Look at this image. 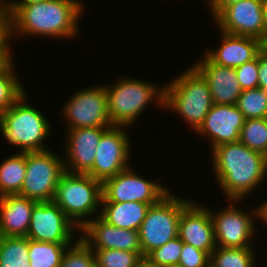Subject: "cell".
<instances>
[{
    "instance_id": "obj_1",
    "label": "cell",
    "mask_w": 267,
    "mask_h": 267,
    "mask_svg": "<svg viewBox=\"0 0 267 267\" xmlns=\"http://www.w3.org/2000/svg\"><path fill=\"white\" fill-rule=\"evenodd\" d=\"M81 0H45L30 5H6L11 38L45 36L73 39L79 33L84 6ZM19 35V36H18Z\"/></svg>"
},
{
    "instance_id": "obj_2",
    "label": "cell",
    "mask_w": 267,
    "mask_h": 267,
    "mask_svg": "<svg viewBox=\"0 0 267 267\" xmlns=\"http://www.w3.org/2000/svg\"><path fill=\"white\" fill-rule=\"evenodd\" d=\"M210 153L216 181L228 201L244 200L267 176V157L240 141L219 145Z\"/></svg>"
},
{
    "instance_id": "obj_3",
    "label": "cell",
    "mask_w": 267,
    "mask_h": 267,
    "mask_svg": "<svg viewBox=\"0 0 267 267\" xmlns=\"http://www.w3.org/2000/svg\"><path fill=\"white\" fill-rule=\"evenodd\" d=\"M122 78H118L117 82L115 81V84L111 86L104 85L108 114L113 126L130 127L153 101H156L159 107L164 108V85L160 88L148 81L130 77Z\"/></svg>"
},
{
    "instance_id": "obj_4",
    "label": "cell",
    "mask_w": 267,
    "mask_h": 267,
    "mask_svg": "<svg viewBox=\"0 0 267 267\" xmlns=\"http://www.w3.org/2000/svg\"><path fill=\"white\" fill-rule=\"evenodd\" d=\"M164 86V109L179 114L196 132L213 105L206 80L191 66Z\"/></svg>"
},
{
    "instance_id": "obj_5",
    "label": "cell",
    "mask_w": 267,
    "mask_h": 267,
    "mask_svg": "<svg viewBox=\"0 0 267 267\" xmlns=\"http://www.w3.org/2000/svg\"><path fill=\"white\" fill-rule=\"evenodd\" d=\"M26 94L0 115V131L9 145L19 148L18 152L47 150L43 142L49 137L52 124L37 107L26 102Z\"/></svg>"
},
{
    "instance_id": "obj_6",
    "label": "cell",
    "mask_w": 267,
    "mask_h": 267,
    "mask_svg": "<svg viewBox=\"0 0 267 267\" xmlns=\"http://www.w3.org/2000/svg\"><path fill=\"white\" fill-rule=\"evenodd\" d=\"M102 197V182L87 174L65 172L57 184L53 201L80 230L92 219L91 215H100Z\"/></svg>"
},
{
    "instance_id": "obj_7",
    "label": "cell",
    "mask_w": 267,
    "mask_h": 267,
    "mask_svg": "<svg viewBox=\"0 0 267 267\" xmlns=\"http://www.w3.org/2000/svg\"><path fill=\"white\" fill-rule=\"evenodd\" d=\"M192 201L179 198L169 191L157 203L150 205L138 230L143 257L153 249L178 237L181 212Z\"/></svg>"
},
{
    "instance_id": "obj_8",
    "label": "cell",
    "mask_w": 267,
    "mask_h": 267,
    "mask_svg": "<svg viewBox=\"0 0 267 267\" xmlns=\"http://www.w3.org/2000/svg\"><path fill=\"white\" fill-rule=\"evenodd\" d=\"M63 159L49 149L26 152V175L19 195L38 202L53 201L65 173Z\"/></svg>"
},
{
    "instance_id": "obj_9",
    "label": "cell",
    "mask_w": 267,
    "mask_h": 267,
    "mask_svg": "<svg viewBox=\"0 0 267 267\" xmlns=\"http://www.w3.org/2000/svg\"><path fill=\"white\" fill-rule=\"evenodd\" d=\"M158 181L136 174L131 166L102 183L101 203L142 202L155 204L169 192Z\"/></svg>"
},
{
    "instance_id": "obj_10",
    "label": "cell",
    "mask_w": 267,
    "mask_h": 267,
    "mask_svg": "<svg viewBox=\"0 0 267 267\" xmlns=\"http://www.w3.org/2000/svg\"><path fill=\"white\" fill-rule=\"evenodd\" d=\"M62 115L68 121L66 129L112 127L108 114L107 95L103 85L72 93Z\"/></svg>"
},
{
    "instance_id": "obj_11",
    "label": "cell",
    "mask_w": 267,
    "mask_h": 267,
    "mask_svg": "<svg viewBox=\"0 0 267 267\" xmlns=\"http://www.w3.org/2000/svg\"><path fill=\"white\" fill-rule=\"evenodd\" d=\"M124 126L109 127L100 138L92 169L87 175L104 182L130 167V137Z\"/></svg>"
},
{
    "instance_id": "obj_12",
    "label": "cell",
    "mask_w": 267,
    "mask_h": 267,
    "mask_svg": "<svg viewBox=\"0 0 267 267\" xmlns=\"http://www.w3.org/2000/svg\"><path fill=\"white\" fill-rule=\"evenodd\" d=\"M233 201V202H232ZM230 205L217 212L210 211L213 222L216 245L224 248L253 247V239L257 229L254 222L255 209L251 213L237 208L239 200H229ZM236 202V203H235Z\"/></svg>"
},
{
    "instance_id": "obj_13",
    "label": "cell",
    "mask_w": 267,
    "mask_h": 267,
    "mask_svg": "<svg viewBox=\"0 0 267 267\" xmlns=\"http://www.w3.org/2000/svg\"><path fill=\"white\" fill-rule=\"evenodd\" d=\"M77 230L54 201H44L34 206L26 237L33 241L73 243Z\"/></svg>"
},
{
    "instance_id": "obj_14",
    "label": "cell",
    "mask_w": 267,
    "mask_h": 267,
    "mask_svg": "<svg viewBox=\"0 0 267 267\" xmlns=\"http://www.w3.org/2000/svg\"><path fill=\"white\" fill-rule=\"evenodd\" d=\"M212 20L220 32L254 37L266 44L262 0H240L229 4Z\"/></svg>"
},
{
    "instance_id": "obj_15",
    "label": "cell",
    "mask_w": 267,
    "mask_h": 267,
    "mask_svg": "<svg viewBox=\"0 0 267 267\" xmlns=\"http://www.w3.org/2000/svg\"><path fill=\"white\" fill-rule=\"evenodd\" d=\"M109 127H86L66 129L65 172L87 174L93 167L97 147L102 134Z\"/></svg>"
},
{
    "instance_id": "obj_16",
    "label": "cell",
    "mask_w": 267,
    "mask_h": 267,
    "mask_svg": "<svg viewBox=\"0 0 267 267\" xmlns=\"http://www.w3.org/2000/svg\"><path fill=\"white\" fill-rule=\"evenodd\" d=\"M80 230L79 237L91 249H118L142 252L139 231L114 227L100 216H91ZM95 217V218H94Z\"/></svg>"
},
{
    "instance_id": "obj_17",
    "label": "cell",
    "mask_w": 267,
    "mask_h": 267,
    "mask_svg": "<svg viewBox=\"0 0 267 267\" xmlns=\"http://www.w3.org/2000/svg\"><path fill=\"white\" fill-rule=\"evenodd\" d=\"M244 122V115L236 105L213 104L196 132L201 138L207 137L213 149L225 143L239 141Z\"/></svg>"
},
{
    "instance_id": "obj_18",
    "label": "cell",
    "mask_w": 267,
    "mask_h": 267,
    "mask_svg": "<svg viewBox=\"0 0 267 267\" xmlns=\"http://www.w3.org/2000/svg\"><path fill=\"white\" fill-rule=\"evenodd\" d=\"M178 237L183 243L211 254L217 245L210 209L193 199L181 212Z\"/></svg>"
},
{
    "instance_id": "obj_19",
    "label": "cell",
    "mask_w": 267,
    "mask_h": 267,
    "mask_svg": "<svg viewBox=\"0 0 267 267\" xmlns=\"http://www.w3.org/2000/svg\"><path fill=\"white\" fill-rule=\"evenodd\" d=\"M206 80L213 104L235 105L242 93L234 68L213 63L206 55L192 65Z\"/></svg>"
},
{
    "instance_id": "obj_20",
    "label": "cell",
    "mask_w": 267,
    "mask_h": 267,
    "mask_svg": "<svg viewBox=\"0 0 267 267\" xmlns=\"http://www.w3.org/2000/svg\"><path fill=\"white\" fill-rule=\"evenodd\" d=\"M221 44L219 48L208 49L204 53L213 63L236 68L255 59L265 47L261 40L249 37L221 32Z\"/></svg>"
},
{
    "instance_id": "obj_21",
    "label": "cell",
    "mask_w": 267,
    "mask_h": 267,
    "mask_svg": "<svg viewBox=\"0 0 267 267\" xmlns=\"http://www.w3.org/2000/svg\"><path fill=\"white\" fill-rule=\"evenodd\" d=\"M37 203L19 194L0 197V236L26 237Z\"/></svg>"
},
{
    "instance_id": "obj_22",
    "label": "cell",
    "mask_w": 267,
    "mask_h": 267,
    "mask_svg": "<svg viewBox=\"0 0 267 267\" xmlns=\"http://www.w3.org/2000/svg\"><path fill=\"white\" fill-rule=\"evenodd\" d=\"M150 205L142 202L101 203L99 216L114 227L138 231Z\"/></svg>"
},
{
    "instance_id": "obj_23",
    "label": "cell",
    "mask_w": 267,
    "mask_h": 267,
    "mask_svg": "<svg viewBox=\"0 0 267 267\" xmlns=\"http://www.w3.org/2000/svg\"><path fill=\"white\" fill-rule=\"evenodd\" d=\"M26 175V152L10 155L0 164V197L20 194Z\"/></svg>"
},
{
    "instance_id": "obj_24",
    "label": "cell",
    "mask_w": 267,
    "mask_h": 267,
    "mask_svg": "<svg viewBox=\"0 0 267 267\" xmlns=\"http://www.w3.org/2000/svg\"><path fill=\"white\" fill-rule=\"evenodd\" d=\"M74 243H53L28 239L31 267H59L64 251Z\"/></svg>"
},
{
    "instance_id": "obj_25",
    "label": "cell",
    "mask_w": 267,
    "mask_h": 267,
    "mask_svg": "<svg viewBox=\"0 0 267 267\" xmlns=\"http://www.w3.org/2000/svg\"><path fill=\"white\" fill-rule=\"evenodd\" d=\"M27 237L0 236V267H31Z\"/></svg>"
},
{
    "instance_id": "obj_26",
    "label": "cell",
    "mask_w": 267,
    "mask_h": 267,
    "mask_svg": "<svg viewBox=\"0 0 267 267\" xmlns=\"http://www.w3.org/2000/svg\"><path fill=\"white\" fill-rule=\"evenodd\" d=\"M253 247L224 248L217 246L210 254V267H256Z\"/></svg>"
},
{
    "instance_id": "obj_27",
    "label": "cell",
    "mask_w": 267,
    "mask_h": 267,
    "mask_svg": "<svg viewBox=\"0 0 267 267\" xmlns=\"http://www.w3.org/2000/svg\"><path fill=\"white\" fill-rule=\"evenodd\" d=\"M14 62L10 60L0 70V115L9 109L26 91L16 75ZM15 72V73H14Z\"/></svg>"
},
{
    "instance_id": "obj_28",
    "label": "cell",
    "mask_w": 267,
    "mask_h": 267,
    "mask_svg": "<svg viewBox=\"0 0 267 267\" xmlns=\"http://www.w3.org/2000/svg\"><path fill=\"white\" fill-rule=\"evenodd\" d=\"M239 141L267 157V118L245 119Z\"/></svg>"
},
{
    "instance_id": "obj_29",
    "label": "cell",
    "mask_w": 267,
    "mask_h": 267,
    "mask_svg": "<svg viewBox=\"0 0 267 267\" xmlns=\"http://www.w3.org/2000/svg\"><path fill=\"white\" fill-rule=\"evenodd\" d=\"M235 105L245 119L267 118V91L259 87L242 90Z\"/></svg>"
},
{
    "instance_id": "obj_30",
    "label": "cell",
    "mask_w": 267,
    "mask_h": 267,
    "mask_svg": "<svg viewBox=\"0 0 267 267\" xmlns=\"http://www.w3.org/2000/svg\"><path fill=\"white\" fill-rule=\"evenodd\" d=\"M96 267H138L143 258L142 252L118 249H92Z\"/></svg>"
},
{
    "instance_id": "obj_31",
    "label": "cell",
    "mask_w": 267,
    "mask_h": 267,
    "mask_svg": "<svg viewBox=\"0 0 267 267\" xmlns=\"http://www.w3.org/2000/svg\"><path fill=\"white\" fill-rule=\"evenodd\" d=\"M59 267H96L94 251L78 236L64 251Z\"/></svg>"
},
{
    "instance_id": "obj_32",
    "label": "cell",
    "mask_w": 267,
    "mask_h": 267,
    "mask_svg": "<svg viewBox=\"0 0 267 267\" xmlns=\"http://www.w3.org/2000/svg\"><path fill=\"white\" fill-rule=\"evenodd\" d=\"M182 248L183 242L179 237H176L150 251L145 258L155 265L176 267L179 265Z\"/></svg>"
},
{
    "instance_id": "obj_33",
    "label": "cell",
    "mask_w": 267,
    "mask_h": 267,
    "mask_svg": "<svg viewBox=\"0 0 267 267\" xmlns=\"http://www.w3.org/2000/svg\"><path fill=\"white\" fill-rule=\"evenodd\" d=\"M180 267H210V254L192 245L183 243L180 255Z\"/></svg>"
},
{
    "instance_id": "obj_34",
    "label": "cell",
    "mask_w": 267,
    "mask_h": 267,
    "mask_svg": "<svg viewBox=\"0 0 267 267\" xmlns=\"http://www.w3.org/2000/svg\"><path fill=\"white\" fill-rule=\"evenodd\" d=\"M234 69L242 90L258 88V56Z\"/></svg>"
},
{
    "instance_id": "obj_35",
    "label": "cell",
    "mask_w": 267,
    "mask_h": 267,
    "mask_svg": "<svg viewBox=\"0 0 267 267\" xmlns=\"http://www.w3.org/2000/svg\"><path fill=\"white\" fill-rule=\"evenodd\" d=\"M10 29V16L6 6L0 5V50H10L12 45Z\"/></svg>"
},
{
    "instance_id": "obj_36",
    "label": "cell",
    "mask_w": 267,
    "mask_h": 267,
    "mask_svg": "<svg viewBox=\"0 0 267 267\" xmlns=\"http://www.w3.org/2000/svg\"><path fill=\"white\" fill-rule=\"evenodd\" d=\"M258 87L267 91V47L258 54Z\"/></svg>"
},
{
    "instance_id": "obj_37",
    "label": "cell",
    "mask_w": 267,
    "mask_h": 267,
    "mask_svg": "<svg viewBox=\"0 0 267 267\" xmlns=\"http://www.w3.org/2000/svg\"><path fill=\"white\" fill-rule=\"evenodd\" d=\"M240 0H207V3L210 7V12L213 18L225 7H227L229 4L236 3Z\"/></svg>"
},
{
    "instance_id": "obj_38",
    "label": "cell",
    "mask_w": 267,
    "mask_h": 267,
    "mask_svg": "<svg viewBox=\"0 0 267 267\" xmlns=\"http://www.w3.org/2000/svg\"><path fill=\"white\" fill-rule=\"evenodd\" d=\"M255 215V218L264 222L263 224L267 227V200L255 208Z\"/></svg>"
},
{
    "instance_id": "obj_39",
    "label": "cell",
    "mask_w": 267,
    "mask_h": 267,
    "mask_svg": "<svg viewBox=\"0 0 267 267\" xmlns=\"http://www.w3.org/2000/svg\"><path fill=\"white\" fill-rule=\"evenodd\" d=\"M13 49L11 50H0V70L10 61L13 59Z\"/></svg>"
},
{
    "instance_id": "obj_40",
    "label": "cell",
    "mask_w": 267,
    "mask_h": 267,
    "mask_svg": "<svg viewBox=\"0 0 267 267\" xmlns=\"http://www.w3.org/2000/svg\"><path fill=\"white\" fill-rule=\"evenodd\" d=\"M17 1L10 0L8 2L5 0H0V5H3V6H6V5H30V4L39 3V2H42L45 0H17Z\"/></svg>"
},
{
    "instance_id": "obj_41",
    "label": "cell",
    "mask_w": 267,
    "mask_h": 267,
    "mask_svg": "<svg viewBox=\"0 0 267 267\" xmlns=\"http://www.w3.org/2000/svg\"><path fill=\"white\" fill-rule=\"evenodd\" d=\"M262 14H263V21L266 33V43H267V0H262Z\"/></svg>"
},
{
    "instance_id": "obj_42",
    "label": "cell",
    "mask_w": 267,
    "mask_h": 267,
    "mask_svg": "<svg viewBox=\"0 0 267 267\" xmlns=\"http://www.w3.org/2000/svg\"><path fill=\"white\" fill-rule=\"evenodd\" d=\"M138 267H164L160 265H155L151 263L149 260H147L145 257H143L138 265Z\"/></svg>"
}]
</instances>
